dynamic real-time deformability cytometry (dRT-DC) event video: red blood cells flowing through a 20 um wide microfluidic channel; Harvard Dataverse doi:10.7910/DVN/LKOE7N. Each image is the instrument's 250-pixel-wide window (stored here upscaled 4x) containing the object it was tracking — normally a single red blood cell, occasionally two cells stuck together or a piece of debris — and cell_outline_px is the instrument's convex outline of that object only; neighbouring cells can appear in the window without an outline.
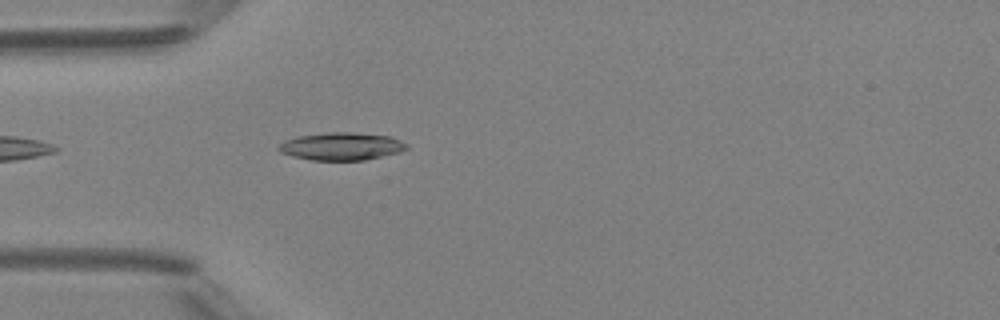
{"species": "Egyptian fruit bat (a non-hibernating species)", "species_latin": "Rousettus aegyptiacus", "temperature_condition": "room temperature", "stored_images_in_passage": 36, "camera_frame_rate_fps": 3000, "um_per_image_px": 0.085, "animal": {"sex": "female"}, "frame": {"image": 1, "passage_image": 2, "time_ms": 0.333, "image_size_px": [1000, 320], "cell_outline_px": [[408, 148], [400, 152], [364, 160], [312, 160], [292, 156], [280, 152], [276, 148], [284, 140], [300, 136], [328, 132], [352, 132], [392, 136], [408, 144]], "centroid_in_image_um": [29.04, 12.43], "position_along_channel_um": 56.0, "area_um2": 20.69}}
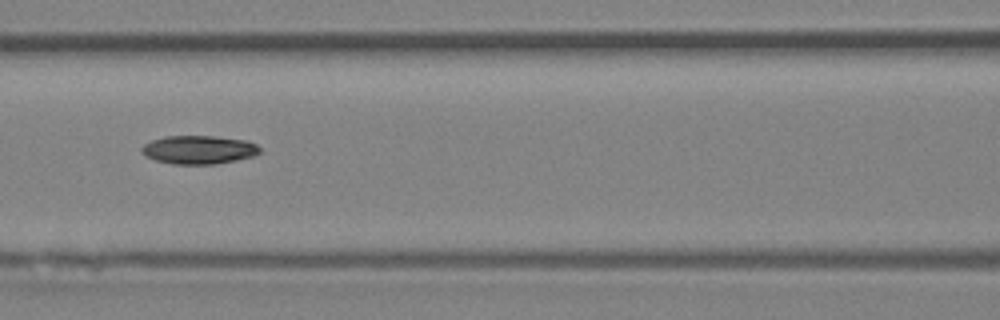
{"frame": {"image": 2, "passage_image": 9, "time_ms": 2.667, "image_size_px": [1000, 320], "cell_outline_px": [[260, 152], [256, 156], [216, 164], [172, 164], [156, 160], [140, 152], [140, 148], [144, 144], [152, 140], [164, 136], [212, 136], [248, 140], [256, 144], [260, 148]], "centroid_in_image_um": [16.92, 12.72], "position_along_channel_um": 149.7, "area_um2": 19.71}}
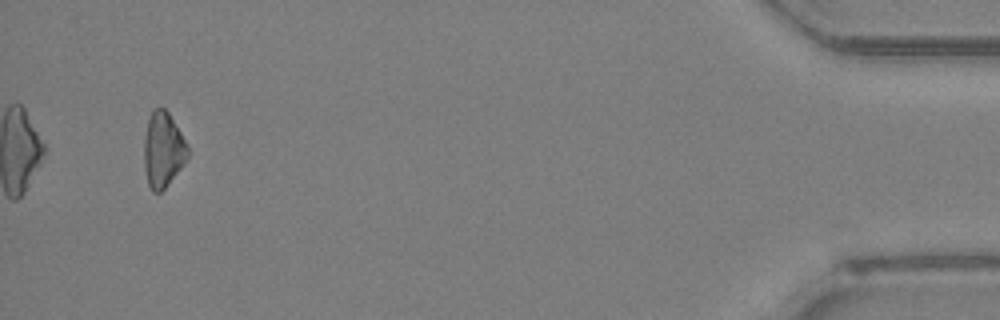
{"frame": {"image": 3, "passage_image": 34, "time_ms": 11.0, "image_size_px": [1000, 320], "cell_outline_px": [[188, 156], [184, 164], [164, 188], [160, 192], [152, 192], [148, 184], [144, 168], [144, 140], [148, 120], [152, 108], [164, 108], [168, 112], [180, 132], [188, 148]], "centroid_in_image_um": [13.84, 12.73], "position_along_channel_um": 421.4, "area_um2": 18.9}, "authors_computed_cell_mechanics": {"area_um2": 19.3919, "velocity_mm_per_s": 4.2424, "shape_relaxation_time_tau1_ms": 6.5632, "shape_relaxation_time_tau2_ms": null, "deformation_change_tau1": 0.1835, "deformation_change_tau2": null}}